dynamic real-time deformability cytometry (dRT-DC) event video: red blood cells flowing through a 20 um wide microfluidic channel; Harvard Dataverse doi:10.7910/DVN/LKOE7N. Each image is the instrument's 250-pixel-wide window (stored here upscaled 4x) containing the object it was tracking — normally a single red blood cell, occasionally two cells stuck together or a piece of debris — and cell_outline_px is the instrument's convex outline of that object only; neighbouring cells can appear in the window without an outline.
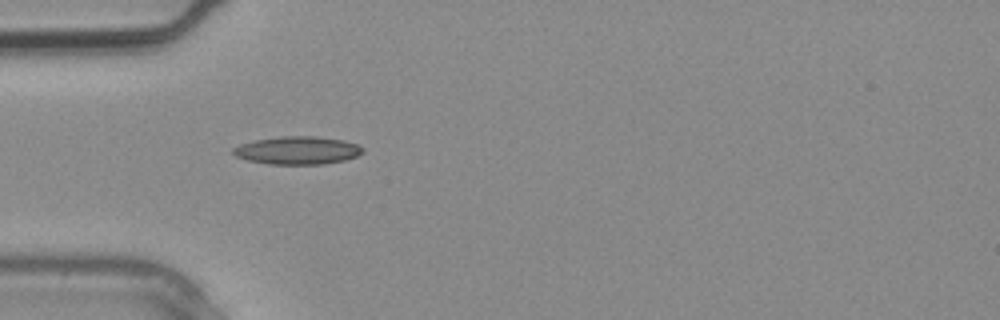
{"species": "common noctule bat (a hibernating species)", "species_latin": "Nyctalus noctula", "temperature_condition": "warm", "stored_images_in_passage": 1, "camera_frame_rate_fps": 3000, "um_per_image_px": 0.085, "animal": {"sex": "male", "body_mass_g": 20.4}, "frame": {"image": 1, "passage_image": 1, "time_ms": 0.0, "image_size_px": [1000, 320], "cell_outline_px": [[364, 152], [356, 156], [344, 160], [324, 164], [268, 164], [248, 160], [236, 156], [232, 152], [232, 148], [240, 144], [256, 140], [280, 136], [316, 136], [344, 140], [356, 144], [364, 148]], "centroid_in_image_um": [25.29, 12.78], "position_along_channel_um": 59.7, "area_um2": 21.1}}